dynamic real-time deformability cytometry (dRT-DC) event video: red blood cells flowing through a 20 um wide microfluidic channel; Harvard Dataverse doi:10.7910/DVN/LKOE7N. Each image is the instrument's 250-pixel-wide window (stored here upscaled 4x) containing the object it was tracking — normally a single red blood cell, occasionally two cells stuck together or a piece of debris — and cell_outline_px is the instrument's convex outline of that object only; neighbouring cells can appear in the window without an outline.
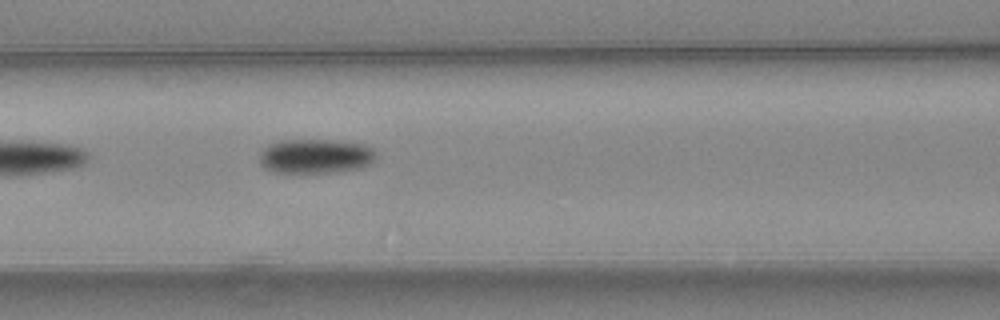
{"species": "common noctule bat (a hibernating species)", "species_latin": "Nyctalus noctula", "temperature_condition": "warm", "stored_images_in_passage": 4, "camera_frame_rate_fps": 3000, "um_per_image_px": 0.085, "animal": {"sex": "female", "body_mass_g": 24.6, "forearm_length_mm": 56.2}, "frame": {"image": 1, "passage_image": 4, "time_ms": 1.0, "image_size_px": [1000, 320], "cell_outline_px": [[376, 156], [368, 164], [360, 168], [340, 172], [304, 176], [268, 172], [260, 164], [260, 152], [268, 144], [280, 140], [332, 140], [364, 144], [372, 148], [376, 152]], "centroid_in_image_um": [26.74, 13.34], "position_along_channel_um": 139.9, "area_um2": 24.57}}